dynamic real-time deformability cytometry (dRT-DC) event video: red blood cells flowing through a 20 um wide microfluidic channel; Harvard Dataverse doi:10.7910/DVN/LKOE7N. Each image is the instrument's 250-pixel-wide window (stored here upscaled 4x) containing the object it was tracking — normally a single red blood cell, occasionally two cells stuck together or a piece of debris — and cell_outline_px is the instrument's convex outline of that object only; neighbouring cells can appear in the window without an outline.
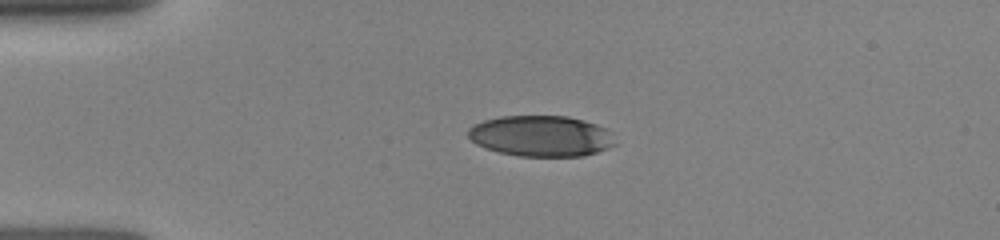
{"species": "human", "species_latin": "Homo sapiens", "temperature_condition": "room temperature", "stored_images_in_passage": 16, "camera_frame_rate_fps": 3000, "um_per_image_px": 0.085, "donor": {"sex": "female"}, "frame": {"image": 1, "passage_image": 1, "time_ms": 0.0, "image_size_px": [1000, 240], "cell_outline_px": [[616, 144], [608, 148], [584, 156], [520, 156], [500, 152], [476, 144], [468, 136], [468, 128], [472, 124], [484, 120], [500, 116], [568, 116], [584, 120], [608, 128], [612, 132]], "centroid_in_image_um": [46.02, 11.55], "position_along_channel_um": 39.0, "area_um2": 35.2}}
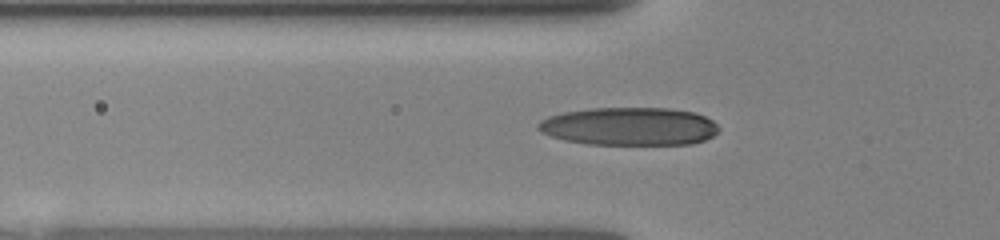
{"frame": {"image": 2, "passage_image": 10, "time_ms": 1.667, "image_size_px": [1000, 240], "cell_outline_px": [[720, 128], [712, 136], [704, 140], [692, 144], [588, 144], [564, 140], [540, 132], [536, 128], [536, 124], [540, 120], [548, 116], [564, 112], [592, 108], [668, 108], [692, 112], [704, 116], [712, 120]], "centroid_in_image_um": [53.46, 10.74], "position_along_channel_um": 72.3, "area_um2": 40.06}}